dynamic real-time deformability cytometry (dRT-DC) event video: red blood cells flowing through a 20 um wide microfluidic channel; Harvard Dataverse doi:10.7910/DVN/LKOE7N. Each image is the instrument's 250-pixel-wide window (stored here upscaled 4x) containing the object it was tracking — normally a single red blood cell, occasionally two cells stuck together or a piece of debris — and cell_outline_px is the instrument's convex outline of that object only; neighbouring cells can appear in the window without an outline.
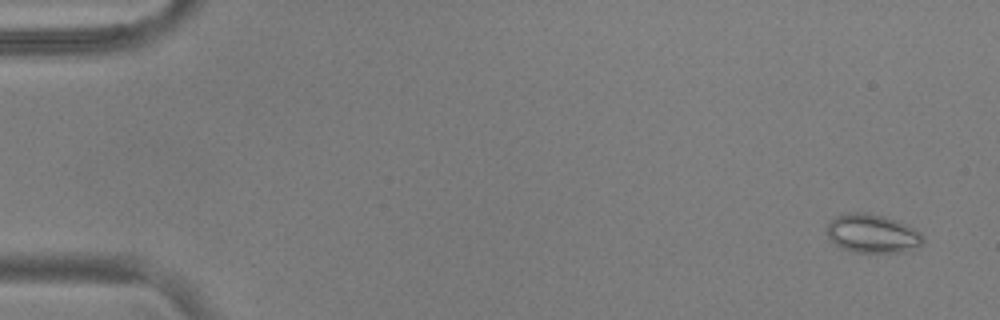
{"species": "common noctule bat (a hibernating species)", "species_latin": "Nyctalus noctula", "temperature_condition": "warm", "stored_images_in_passage": 55, "camera_frame_rate_fps": 3000, "um_per_image_px": 0.085, "animal": {"sex": "male", "body_mass_g": 17.9, "forearm_length_mm": 54.2}, "frame": {"image": 1, "passage_image": 3, "time_ms": 0.667, "image_size_px": [1000, 320], "cell_outline_px": [[924, 240], [920, 244], [904, 252], [852, 252], [836, 244], [828, 236], [828, 224], [836, 216], [848, 212], [864, 212], [884, 216], [912, 228], [920, 232]], "centroid_in_image_um": [74.13, 19.85], "position_along_channel_um": 10.9, "area_um2": 21.15}}
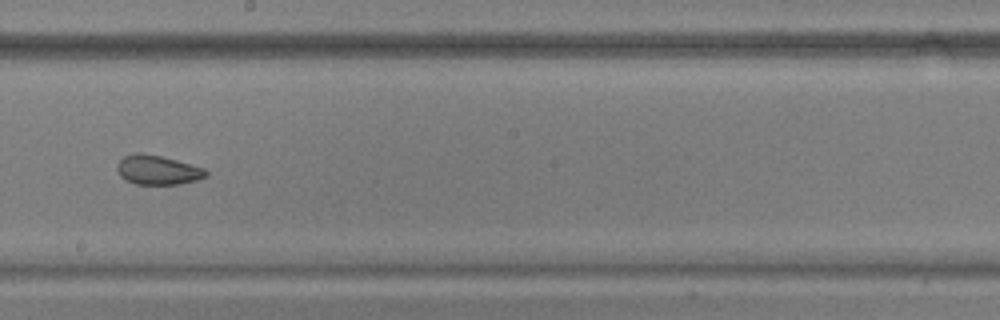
{"frame": {"image": 2, "passage_image": 32, "time_ms": 10.333, "image_size_px": [1000, 320], "cell_outline_px": [[208, 176], [196, 180], [180, 184], [136, 184], [124, 180], [120, 176], [116, 168], [116, 164], [124, 156], [132, 152], [136, 152], [160, 156], [176, 160], [204, 168], [208, 172]], "centroid_in_image_um": [13.37, 14.45], "position_along_channel_um": 234.8, "area_um2": 15.26}}
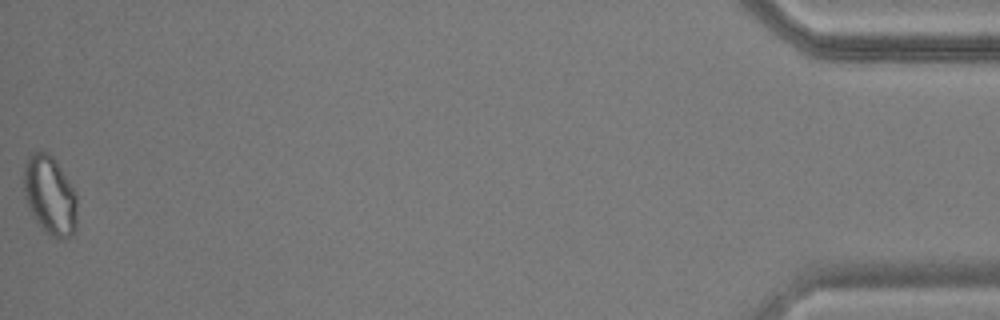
{"frame": {"image": 3, "passage_image": 55, "time_ms": 18.0, "image_size_px": [1000, 320], "cell_outline_px": [[76, 228], [72, 236], [60, 240], [48, 236], [36, 220], [28, 208], [24, 196], [24, 164], [28, 152], [48, 152], [56, 160], [76, 192]], "centroid_in_image_um": [4.23, 16.61], "position_along_channel_um": 431.0, "area_um2": 24.97}, "authors_computed_cell_mechanics": {"area_um2": 18.9006, "velocity_mm_per_s": 3.7398, "shape_relaxation_time_tau1_ms": null, "shape_relaxation_time_tau2_ms": 2.054, "deformation_change_tau1": null, "deformation_change_tau2": 0.0642}}